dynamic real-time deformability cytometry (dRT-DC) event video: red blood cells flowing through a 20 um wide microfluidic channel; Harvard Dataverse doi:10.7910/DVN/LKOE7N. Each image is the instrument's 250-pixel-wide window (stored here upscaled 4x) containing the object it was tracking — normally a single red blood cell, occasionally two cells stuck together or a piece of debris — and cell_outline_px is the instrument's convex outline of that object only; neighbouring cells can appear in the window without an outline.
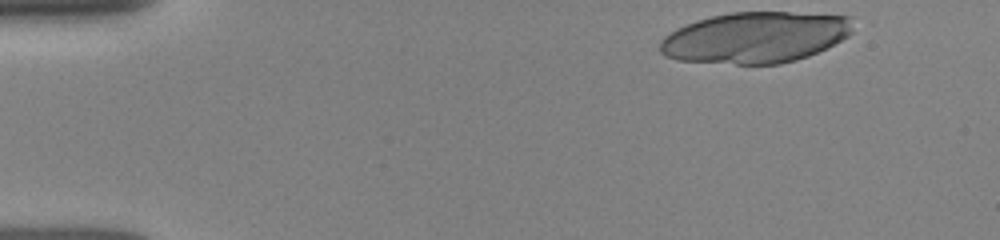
{"species": "human", "species_latin": "Homo sapiens", "temperature_condition": "room temperature", "stored_images_in_passage": 19, "camera_frame_rate_fps": 3000, "um_per_image_px": 0.085, "donor": {"sex": "female"}, "frame": {"image": 1, "passage_image": 1, "time_ms": 0.0, "image_size_px": [1000, 240], "cell_outline_px": [[852, 32], [848, 36], [808, 56], [796, 60], [780, 64], [736, 64], [676, 60], [664, 56], [660, 52], [660, 40], [664, 36], [676, 28], [696, 20], [728, 12], [788, 12], [852, 16]], "centroid_in_image_um": [64.17, 3.18], "position_along_channel_um": 20.8, "area_um2": 57.57}}
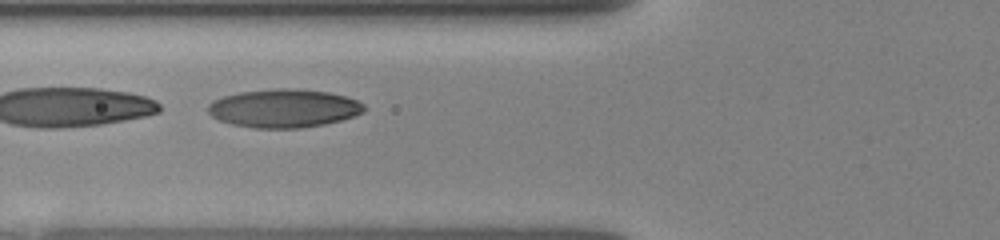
{"frame": {"image": 2, "passage_image": 17, "time_ms": 4.667, "image_size_px": [1000, 240], "cell_outline_px": [[364, 112], [340, 120], [324, 124], [300, 128], [252, 128], [232, 124], [220, 120], [212, 116], [208, 112], [208, 104], [212, 100], [224, 96], [240, 92], [276, 88], [292, 88], [328, 92], [344, 96], [356, 100], [364, 104]], "centroid_in_image_um": [24.1, 9.2], "position_along_channel_um": 101.7, "area_um2": 34.8}}
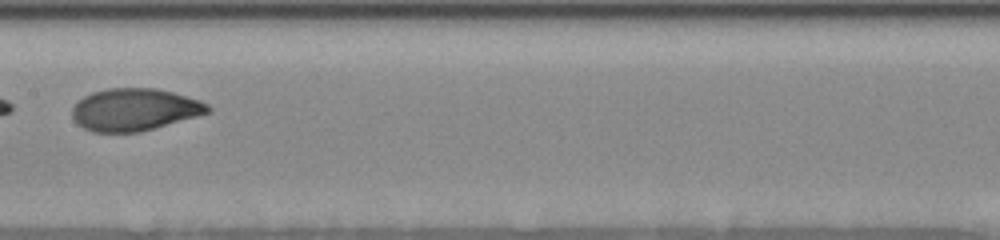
{"frame": {"image": 3, "passage_image": 19, "time_ms": 7.0, "image_size_px": [1000, 240], "cell_outline_px": [[212, 112], [140, 132], [92, 132], [84, 128], [72, 116], [72, 108], [84, 96], [92, 92], [108, 88], [156, 88], [172, 92], [200, 100], [208, 104], [212, 108]], "centroid_in_image_um": [11.47, 9.31], "position_along_channel_um": 195.9, "area_um2": 33.35}}